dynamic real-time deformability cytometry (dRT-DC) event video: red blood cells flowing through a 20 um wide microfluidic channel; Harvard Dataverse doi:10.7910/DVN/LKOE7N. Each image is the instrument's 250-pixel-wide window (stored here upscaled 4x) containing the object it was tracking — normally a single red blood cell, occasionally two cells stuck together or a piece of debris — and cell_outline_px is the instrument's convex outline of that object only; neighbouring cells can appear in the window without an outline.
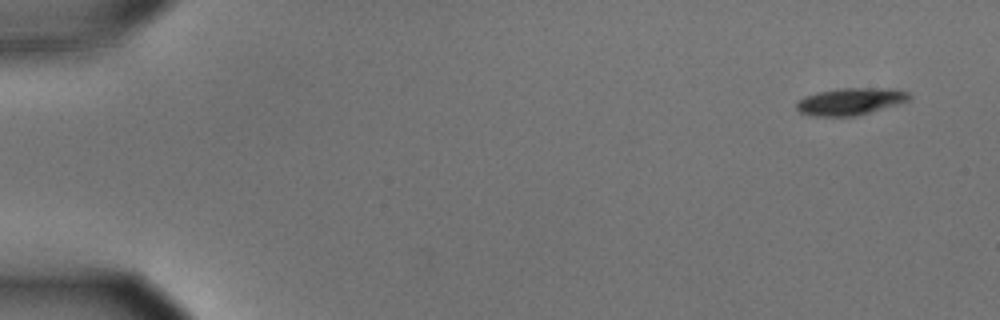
{"species": "common noctule bat (a hibernating species)", "species_latin": "Nyctalus noctula", "temperature_condition": "cold", "stored_images_in_passage": 54, "camera_frame_rate_fps": 3000, "um_per_image_px": 0.085, "animal": {"sex": "male", "body_mass_g": 15.6}, "frame": {"image": 1, "passage_image": 1, "time_ms": 0.0, "image_size_px": [1000, 320], "cell_outline_px": [[912, 96], [908, 100], [896, 104], [856, 116], [812, 116], [800, 112], [796, 108], [796, 104], [804, 96], [816, 92], [844, 88], [892, 88], [908, 92]], "centroid_in_image_um": [72.26, 8.61], "position_along_channel_um": 12.7, "area_um2": 17.63}}
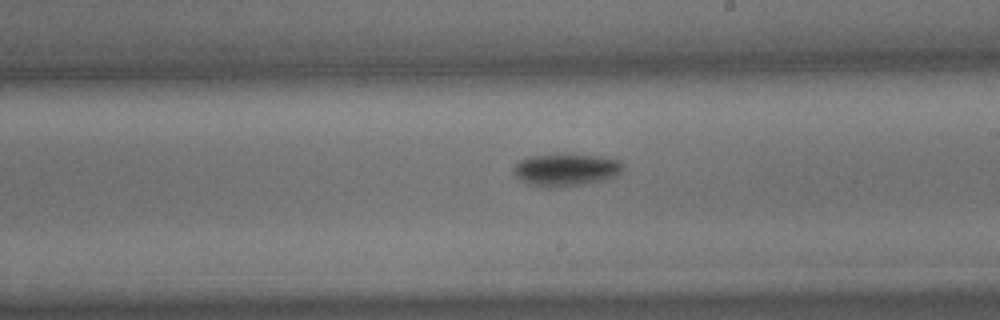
{"frame": {"image": 2, "passage_image": 31, "time_ms": 10.0, "image_size_px": [1000, 320], "cell_outline_px": [[624, 164], [620, 172], [616, 176], [604, 180], [584, 184], [560, 188], [544, 188], [528, 184], [520, 180], [512, 172], [512, 168], [520, 160], [528, 156], [604, 156], [620, 160]], "centroid_in_image_um": [48.09, 14.48], "position_along_channel_um": 240.9, "area_um2": 20.58}}
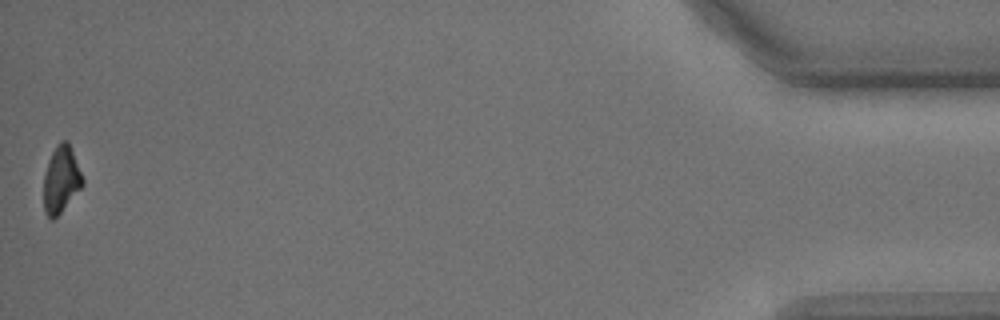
{"frame": {"image": 3, "passage_image": 54, "time_ms": 17.667, "image_size_px": [1000, 320], "cell_outline_px": [[84, 184], [60, 212], [52, 220], [44, 212], [44, 172], [48, 160], [56, 144], [60, 140], [68, 140], [84, 180]], "centroid_in_image_um": [5.18, 15.21], "position_along_channel_um": 430.0, "area_um2": 15.03}, "authors_computed_cell_mechanics": {"area_um2": 18.1781, "velocity_mm_per_s": 3.5875, "shape_relaxation_time_tau1_ms": 2.131, "shape_relaxation_time_tau2_ms": null, "deformation_change_tau1": 0.1137, "deformation_change_tau2": null}}